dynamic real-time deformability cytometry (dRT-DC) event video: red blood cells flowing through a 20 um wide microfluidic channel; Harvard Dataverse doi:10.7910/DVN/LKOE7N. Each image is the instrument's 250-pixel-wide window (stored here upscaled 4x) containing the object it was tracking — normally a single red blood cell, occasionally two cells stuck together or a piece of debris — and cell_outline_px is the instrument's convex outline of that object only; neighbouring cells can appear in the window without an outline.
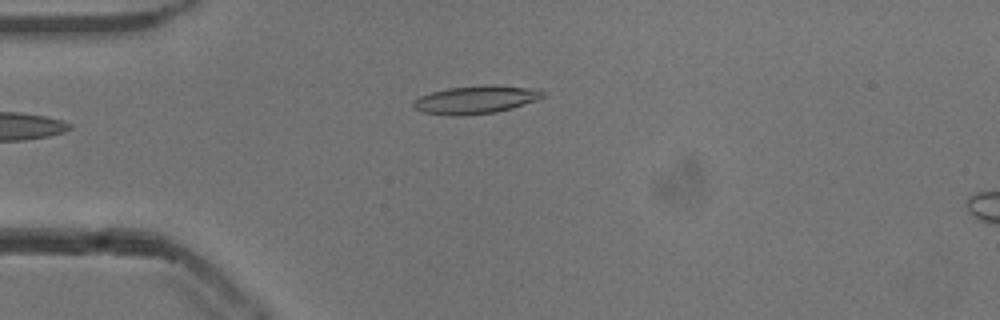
{"species": "common noctule bat (a hibernating species)", "species_latin": "Nyctalus noctula", "temperature_condition": "cold", "stored_images_in_passage": 36, "camera_frame_rate_fps": 3000, "um_per_image_px": 0.085, "animal": {"sex": "male", "body_mass_g": 13.3}, "frame": {"image": 1, "passage_image": 1, "time_ms": 0.0, "image_size_px": [1000, 320], "cell_outline_px": [[544, 96], [536, 100], [512, 108], [496, 112], [464, 116], [452, 116], [424, 112], [412, 108], [412, 100], [420, 96], [432, 92], [448, 88], [484, 84], [496, 84], [540, 88], [544, 92]], "centroid_in_image_um": [40.45, 8.46], "position_along_channel_um": 44.5, "area_um2": 21.62}}
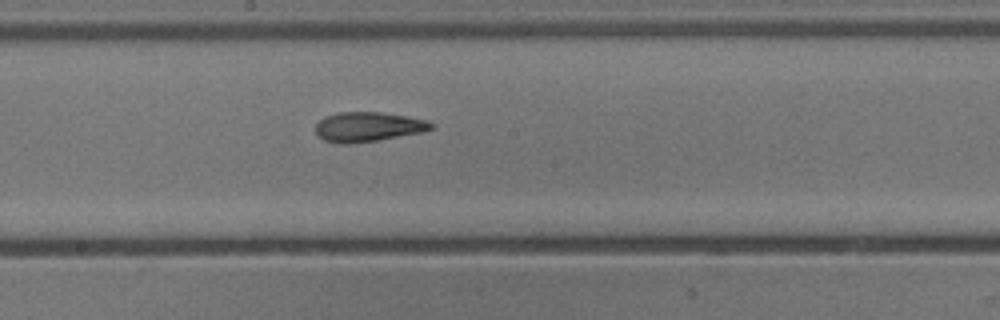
{"frame": {"image": 2, "passage_image": 16, "time_ms": 5.0, "image_size_px": [1000, 320], "cell_outline_px": [[436, 128], [424, 132], [376, 140], [348, 144], [340, 144], [324, 140], [316, 136], [316, 124], [324, 116], [340, 112], [380, 112], [428, 120], [436, 124]], "centroid_in_image_um": [31.31, 10.78], "position_along_channel_um": 216.9, "area_um2": 20.11}}
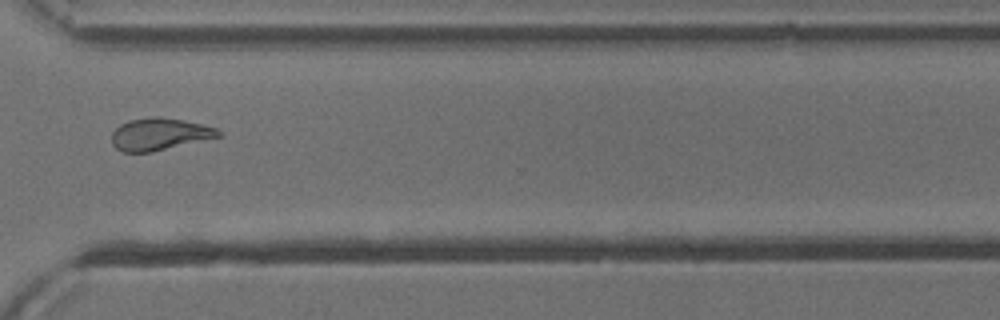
{"frame": {"image": 3, "passage_image": 27, "time_ms": 8.667, "image_size_px": [1000, 320], "cell_outline_px": [[220, 136], [152, 152], [124, 152], [116, 148], [112, 144], [112, 132], [120, 124], [128, 120], [160, 116], [184, 120], [216, 128], [220, 132]], "centroid_in_image_um": [13.51, 11.4], "position_along_channel_um": 357.1, "area_um2": 19.77}, "authors_computed_cell_mechanics": {"area_um2": 20.0566, "velocity_mm_per_s": 3.8299, "shape_relaxation_time_tau1_ms": 10.9886, "shape_relaxation_time_tau2_ms": 3.3291, "deformation_change_tau1": 0.2937, "deformation_change_tau2": 0.117}}